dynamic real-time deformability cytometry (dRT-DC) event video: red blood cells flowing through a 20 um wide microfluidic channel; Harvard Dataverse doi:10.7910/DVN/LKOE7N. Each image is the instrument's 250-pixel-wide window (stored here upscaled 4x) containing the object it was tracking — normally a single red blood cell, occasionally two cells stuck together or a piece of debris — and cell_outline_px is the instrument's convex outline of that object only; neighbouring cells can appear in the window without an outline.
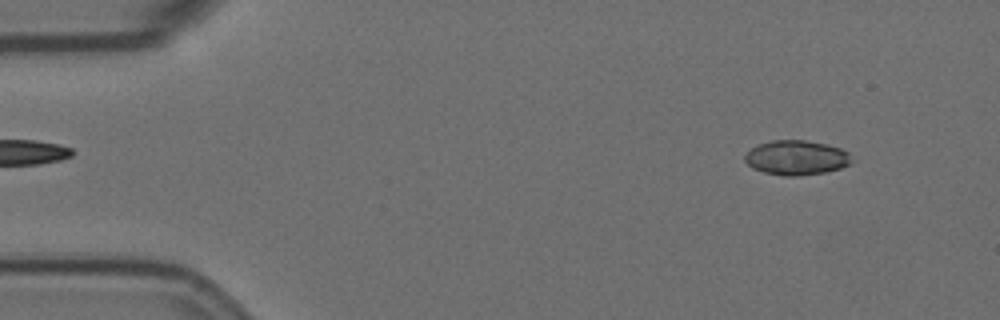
{"species": "Egyptian fruit bat (a non-hibernating species)", "species_latin": "Rousettus aegyptiacus", "temperature_condition": "room temperature", "stored_images_in_passage": 58, "camera_frame_rate_fps": 3000, "um_per_image_px": 0.085, "animal": {"sex": "female"}, "frame": {"image": 1, "passage_image": 5, "time_ms": 1.333, "image_size_px": [1000, 320], "cell_outline_px": [[848, 164], [840, 168], [824, 172], [796, 176], [784, 176], [764, 172], [752, 168], [744, 160], [744, 156], [756, 144], [772, 140], [804, 140], [824, 144], [840, 148], [848, 152]], "centroid_in_image_um": [67.62, 13.4], "position_along_channel_um": 17.4, "area_um2": 21.21}}
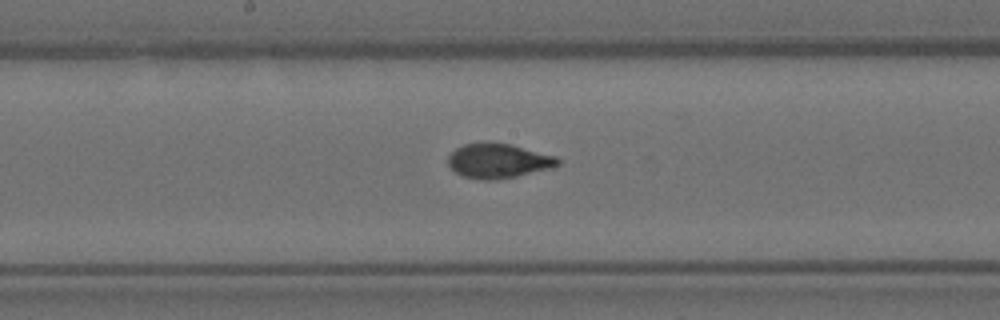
{"frame": {"image": 2, "passage_image": 29, "time_ms": 9.333, "image_size_px": [1000, 320], "cell_outline_px": [[560, 164], [552, 168], [516, 176], [496, 180], [480, 180], [464, 176], [456, 172], [448, 164], [448, 156], [456, 148], [464, 144], [480, 140], [484, 140], [512, 144], [556, 156], [560, 160]], "centroid_in_image_um": [42.35, 13.64], "position_along_channel_um": 205.8, "area_um2": 22.54}}
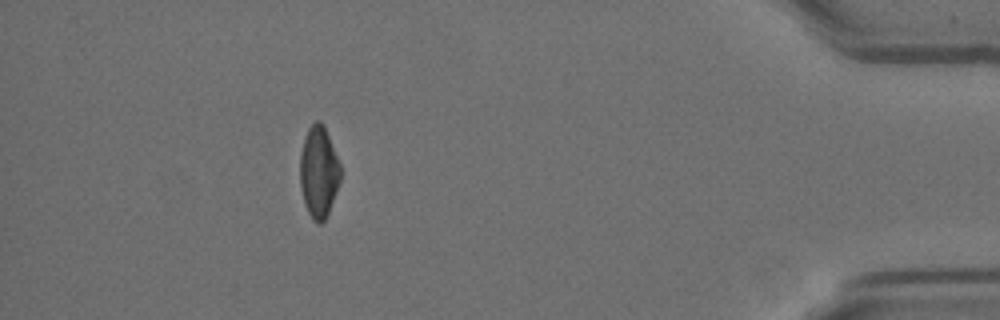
{"frame": {"image": 3, "passage_image": 51, "time_ms": 16.667, "image_size_px": [1000, 320], "cell_outline_px": [[340, 180], [328, 212], [324, 220], [320, 224], [316, 224], [312, 220], [304, 204], [300, 188], [300, 152], [308, 128], [316, 120], [320, 120], [324, 124], [340, 164]], "centroid_in_image_um": [27.07, 14.61], "position_along_channel_um": 408.1, "area_um2": 21.56}, "authors_computed_cell_mechanics": {"area_um2": 21.7906, "velocity_mm_per_s": 3.5217, "shape_relaxation_time_tau1_ms": 8.5441, "shape_relaxation_time_tau2_ms": null, "deformation_change_tau1": 0.2323, "deformation_change_tau2": null}}